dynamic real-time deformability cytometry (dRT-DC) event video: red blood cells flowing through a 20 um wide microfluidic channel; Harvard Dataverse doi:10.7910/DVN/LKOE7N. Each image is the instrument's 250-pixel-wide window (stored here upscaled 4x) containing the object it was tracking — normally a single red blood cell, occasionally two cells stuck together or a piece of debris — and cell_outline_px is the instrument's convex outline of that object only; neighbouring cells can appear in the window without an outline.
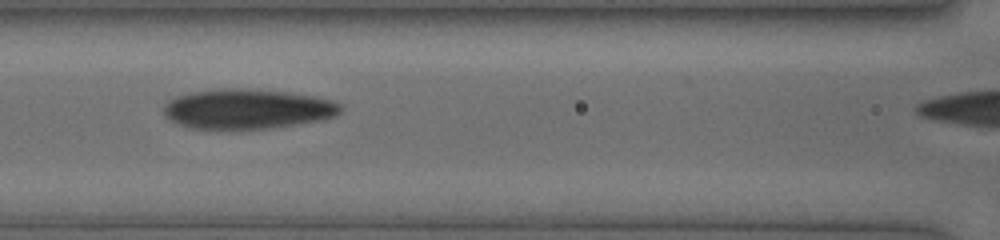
{"species": "human", "species_latin": "Homo sapiens", "temperature_condition": "cold", "stored_images_in_passage": 42, "camera_frame_rate_fps": 3000, "um_per_image_px": 0.085, "donor": {"sex": "female"}, "frame": {"image": 1, "passage_image": 22, "time_ms": 7.0, "image_size_px": [1000, 240], "cell_outline_px": [[340, 112], [336, 116], [324, 120], [268, 128], [188, 128], [168, 120], [164, 116], [164, 104], [168, 100], [176, 96], [188, 92], [220, 88], [252, 88], [288, 92], [316, 96], [332, 100], [340, 104]], "centroid_in_image_um": [21.0, 9.24], "position_along_channel_um": 145.6, "area_um2": 41.44}}
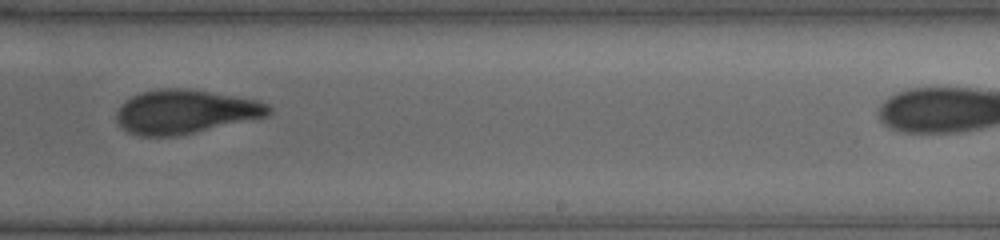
{"frame": {"image": 2, "passage_image": 31, "time_ms": 10.0, "image_size_px": [1000, 240], "cell_outline_px": [[272, 112], [268, 116], [176, 136], [140, 136], [128, 132], [116, 120], [116, 112], [132, 96], [140, 92], [156, 88], [188, 88], [256, 100], [268, 104], [272, 108]], "centroid_in_image_um": [15.75, 9.49], "position_along_channel_um": 273.3, "area_um2": 38.67}}
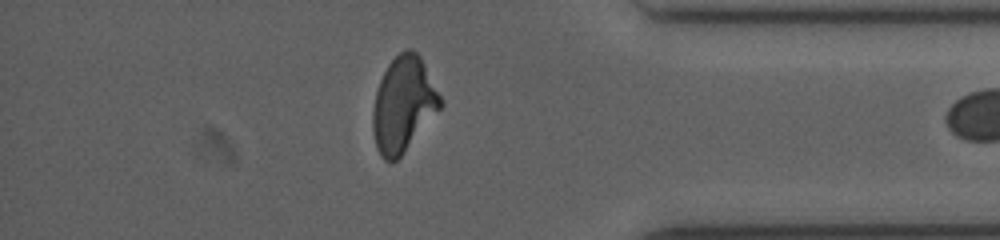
{"frame": {"image": 3, "passage_image": 41, "time_ms": 1680.0, "image_size_px": [1000, 240], "cell_outline_px": [[444, 104], [400, 156], [396, 160], [384, 160], [380, 156], [376, 148], [372, 128], [372, 112], [376, 92], [380, 80], [388, 64], [400, 52], [408, 48], [412, 48], [420, 56]], "centroid_in_image_um": [34.26, 8.87], "position_along_channel_um": 400.9, "area_um2": 36.93}}